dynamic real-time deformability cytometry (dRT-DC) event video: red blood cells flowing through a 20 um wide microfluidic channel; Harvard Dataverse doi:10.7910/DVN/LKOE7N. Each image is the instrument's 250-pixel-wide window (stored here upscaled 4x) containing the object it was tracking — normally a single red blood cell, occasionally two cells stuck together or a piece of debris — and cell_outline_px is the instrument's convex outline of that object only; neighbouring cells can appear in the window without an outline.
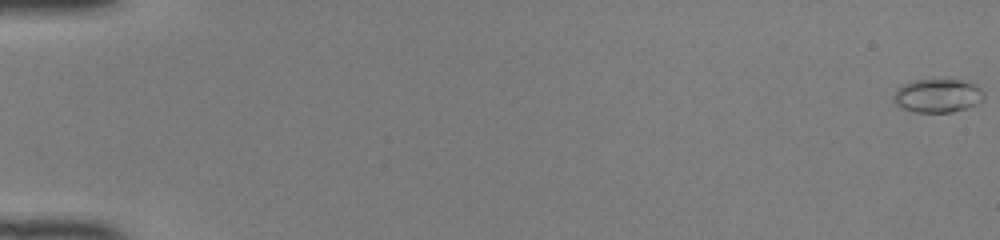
{"species": "common noctule bat (a hibernating species)", "species_latin": "Nyctalus noctula", "temperature_condition": "room temperature", "stored_images_in_passage": 51, "camera_frame_rate_fps": 3000, "um_per_image_px": 0.085, "animal": {"sex": "female", "body_mass_g": 22.0, "forearm_length_mm": 56.7}, "frame": {"image": 1, "passage_image": 1, "time_ms": 0.0, "image_size_px": [1000, 240], "cell_outline_px": [[984, 100], [976, 104], [952, 112], [916, 112], [904, 108], [896, 104], [892, 96], [896, 88], [904, 84], [916, 80], [968, 80], [976, 84], [984, 92]], "centroid_in_image_um": [79.72, 8.12], "position_along_channel_um": 5.3, "area_um2": 17.69}}
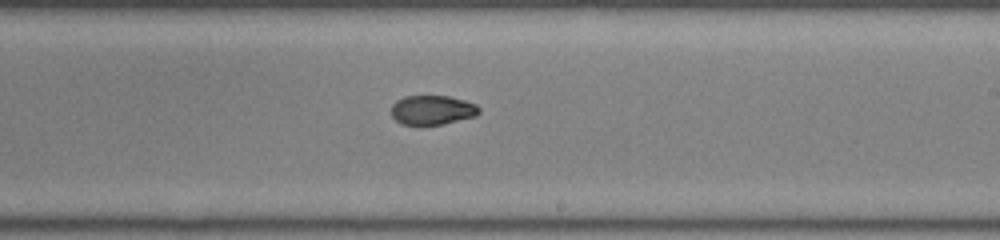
{"frame": {"image": 2, "passage_image": 32, "time_ms": 10.333, "image_size_px": [1000, 240], "cell_outline_px": [[480, 112], [476, 116], [444, 124], [400, 124], [392, 116], [392, 104], [396, 100], [404, 96], [448, 96], [464, 100], [476, 104], [480, 108]], "centroid_in_image_um": [36.76, 9.34], "position_along_channel_um": 252.2, "area_um2": 15.03}}
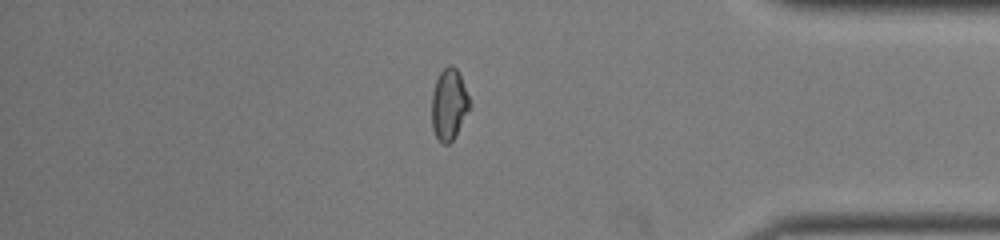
{"frame": {"image": 3, "passage_image": 44, "time_ms": 14.333, "image_size_px": [1000, 240], "cell_outline_px": [[472, 104], [452, 140], [448, 144], [444, 144], [436, 136], [432, 128], [432, 92], [436, 80], [440, 72], [448, 64], [452, 64], [456, 68], [460, 76]], "centroid_in_image_um": [38.16, 8.84], "position_along_channel_um": 397.0, "area_um2": 15.55}}